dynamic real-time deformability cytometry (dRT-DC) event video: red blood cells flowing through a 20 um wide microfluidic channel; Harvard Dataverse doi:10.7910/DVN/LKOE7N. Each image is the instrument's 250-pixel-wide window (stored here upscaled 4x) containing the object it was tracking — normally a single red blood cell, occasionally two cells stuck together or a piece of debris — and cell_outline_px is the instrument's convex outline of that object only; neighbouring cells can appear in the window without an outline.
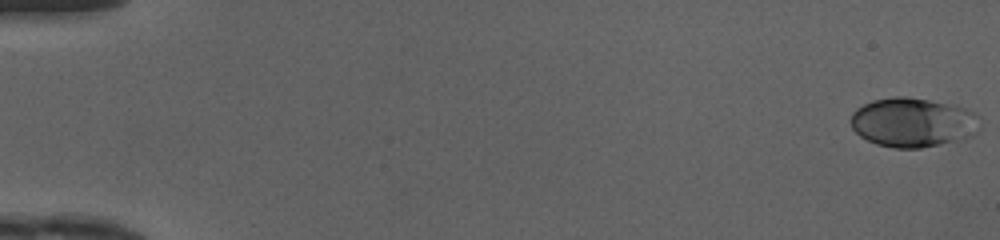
{"species": "human", "species_latin": "Homo sapiens", "temperature_condition": "cold", "stored_images_in_passage": 50, "camera_frame_rate_fps": 3000, "um_per_image_px": 0.085, "donor": {"sex": "female"}, "frame": {"image": 1, "passage_image": 1, "time_ms": 0.0, "image_size_px": [1000, 240], "cell_outline_px": [[980, 128], [972, 136], [964, 140], [920, 148], [892, 148], [876, 144], [860, 136], [852, 128], [852, 112], [856, 108], [872, 100], [892, 96], [908, 96], [956, 104], [980, 116]], "centroid_in_image_um": [77.64, 10.4], "position_along_channel_um": 7.4, "area_um2": 37.8}}
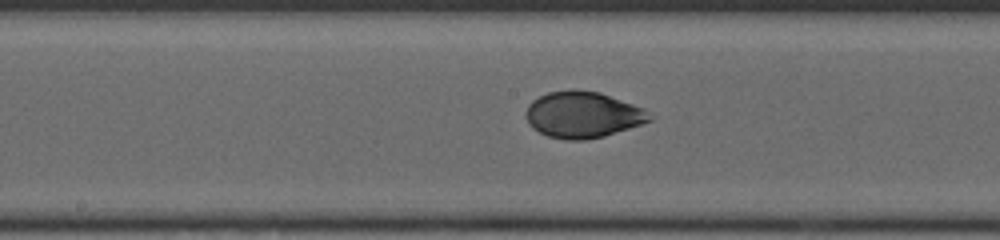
{"frame": {"image": 2, "passage_image": 27, "time_ms": 8.667, "image_size_px": [1000, 240], "cell_outline_px": [[656, 116], [652, 120], [604, 136], [584, 140], [568, 140], [548, 136], [532, 128], [528, 124], [524, 112], [528, 104], [532, 100], [548, 92], [572, 88], [576, 88], [600, 92], [644, 108]], "centroid_in_image_um": [49.53, 9.73], "position_along_channel_um": 198.7, "area_um2": 33.76}}
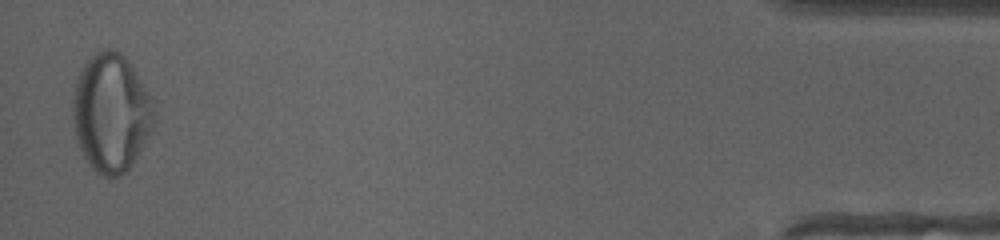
{"frame": {"image": 3, "passage_image": 49, "time_ms": 16.0, "image_size_px": [1000, 240], "cell_outline_px": [[156, 120], [152, 128], [128, 172], [120, 176], [108, 180], [96, 172], [88, 164], [76, 140], [72, 116], [72, 100], [76, 80], [84, 64], [100, 48], [112, 48], [120, 52], [128, 60], [156, 104]], "centroid_in_image_um": [9.45, 9.61], "position_along_channel_um": 425.7, "area_um2": 56.82}, "authors_computed_cell_mechanics": {"area_um2": 35.2291, "velocity_mm_per_s": 4.1859, "shape_relaxation_time_tau1_ms": 3.2363, "shape_relaxation_time_tau2_ms": 0.5815, "deformation_change_tau1": 0.1349, "deformation_change_tau2": 0.04}}